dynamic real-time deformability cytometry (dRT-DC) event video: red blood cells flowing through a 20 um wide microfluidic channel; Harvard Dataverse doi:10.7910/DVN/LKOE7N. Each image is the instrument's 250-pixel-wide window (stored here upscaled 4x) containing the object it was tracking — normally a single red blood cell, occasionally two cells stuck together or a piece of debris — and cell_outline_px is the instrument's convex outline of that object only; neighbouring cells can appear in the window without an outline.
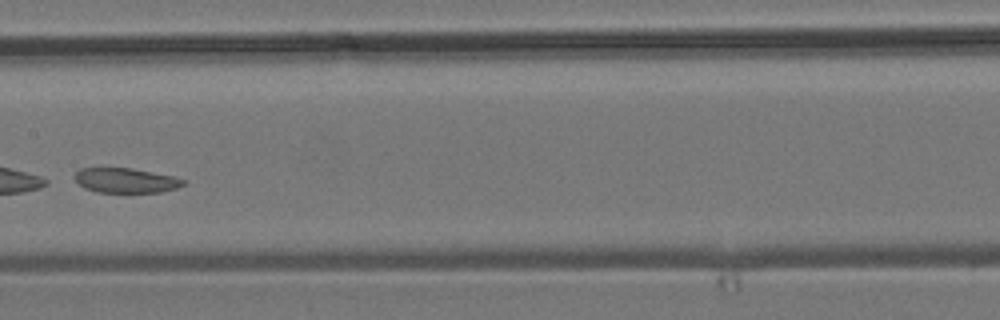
{"species": "common noctule bat (a hibernating species)", "species_latin": "Nyctalus noctula", "temperature_condition": "room temperature", "stored_images_in_passage": 7, "camera_frame_rate_fps": 3000, "um_per_image_px": 0.085, "animal": {"sex": "male", "body_mass_g": 19.2, "forearm_length_mm": 51.8}, "frame": {"image": 1, "passage_image": 7, "time_ms": 7.0, "image_size_px": [1000, 320], "cell_outline_px": [[184, 184], [176, 188], [160, 192], [96, 192], [84, 188], [76, 180], [76, 172], [80, 168], [132, 168], [176, 176], [184, 180]], "centroid_in_image_um": [10.71, 15.33], "position_along_channel_um": 196.7, "area_um2": 15.61}}